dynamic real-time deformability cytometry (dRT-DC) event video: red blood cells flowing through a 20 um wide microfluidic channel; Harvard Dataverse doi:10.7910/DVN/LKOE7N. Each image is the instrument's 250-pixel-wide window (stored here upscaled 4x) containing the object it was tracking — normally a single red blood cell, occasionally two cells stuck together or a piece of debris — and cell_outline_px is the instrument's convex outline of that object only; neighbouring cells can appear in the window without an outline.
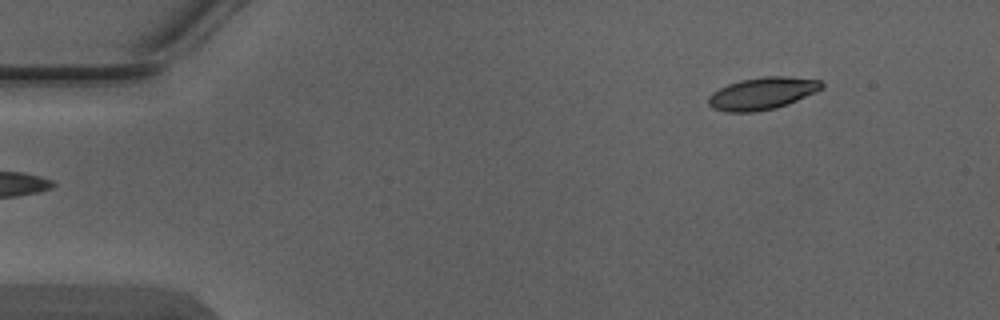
{"species": "Egyptian fruit bat (a non-hibernating species)", "species_latin": "Rousettus aegyptiacus", "temperature_condition": "warm", "stored_images_in_passage": 4, "camera_frame_rate_fps": 3000, "um_per_image_px": 0.085, "animal": {"sex": "male"}, "frame": {"image": 1, "passage_image": 4, "time_ms": 1.0, "image_size_px": [1000, 320], "cell_outline_px": [[824, 88], [816, 92], [788, 104], [776, 108], [756, 112], [724, 112], [712, 108], [708, 104], [708, 96], [712, 92], [728, 84], [740, 80], [764, 76], [784, 76], [820, 80], [824, 84]], "centroid_in_image_um": [64.79, 7.95], "position_along_channel_um": 20.2, "area_um2": 21.44}}